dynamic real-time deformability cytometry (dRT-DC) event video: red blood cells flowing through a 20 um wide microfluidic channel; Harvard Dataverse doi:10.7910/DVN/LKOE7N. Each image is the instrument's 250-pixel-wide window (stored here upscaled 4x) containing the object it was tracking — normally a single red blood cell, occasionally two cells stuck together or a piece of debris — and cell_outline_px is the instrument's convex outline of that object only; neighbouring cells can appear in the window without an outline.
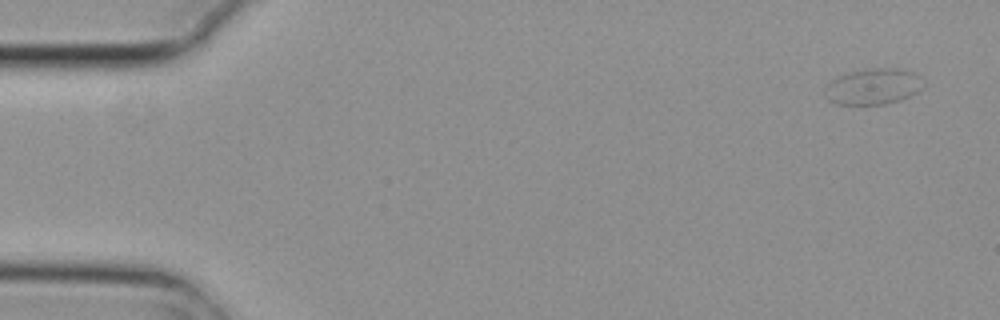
{"species": "common noctule bat (a hibernating species)", "species_latin": "Nyctalus noctula", "temperature_condition": "cold", "stored_images_in_passage": 5, "camera_frame_rate_fps": 3000, "um_per_image_px": 0.085, "animal": {"sex": "female", "body_mass_g": 29.2, "forearm_length_mm": 56.3}, "frame": {"image": 1, "passage_image": 1, "time_ms": 0.0, "image_size_px": [1000, 320], "cell_outline_px": [[924, 88], [900, 100], [884, 104], [836, 104], [828, 100], [824, 96], [824, 92], [828, 84], [836, 76], [848, 72], [864, 68], [904, 68], [916, 72]], "centroid_in_image_um": [74.2, 7.33], "position_along_channel_um": 10.8, "area_um2": 20.87}}
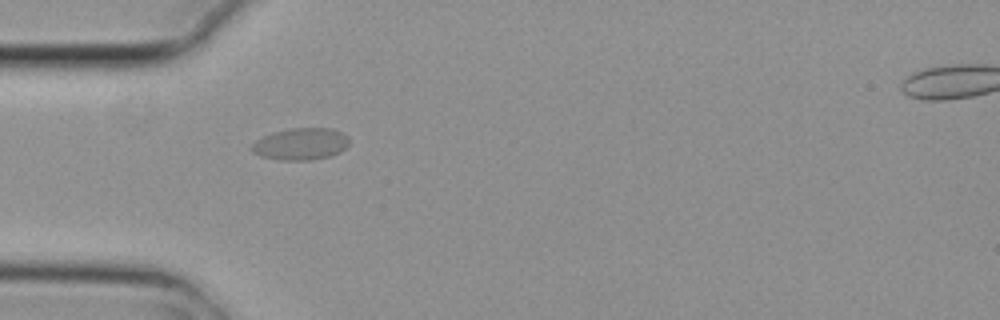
{"frame": {"image": 2, "passage_image": 4, "time_ms": 1.0, "image_size_px": [1000, 320], "cell_outline_px": [[348, 144], [340, 152], [328, 156], [308, 160], [280, 160], [260, 156], [252, 152], [248, 148], [256, 140], [272, 132], [288, 128], [332, 128], [348, 136]], "centroid_in_image_um": [25.51, 12.23], "position_along_channel_um": 59.5, "area_um2": 18.15}}